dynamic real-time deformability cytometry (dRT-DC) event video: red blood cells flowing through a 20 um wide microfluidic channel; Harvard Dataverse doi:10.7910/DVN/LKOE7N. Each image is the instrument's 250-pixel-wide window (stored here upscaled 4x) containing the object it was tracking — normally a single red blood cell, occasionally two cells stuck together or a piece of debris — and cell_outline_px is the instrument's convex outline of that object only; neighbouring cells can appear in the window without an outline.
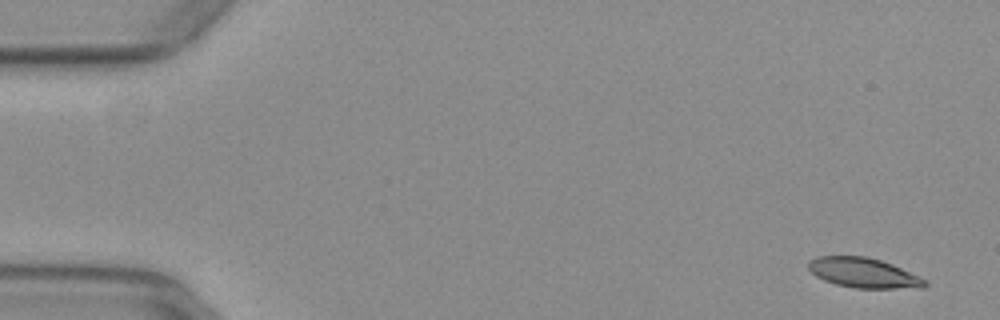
{"species": "common noctule bat (a hibernating species)", "species_latin": "Nyctalus noctula", "temperature_condition": "warm", "stored_images_in_passage": 51, "camera_frame_rate_fps": 3000, "um_per_image_px": 0.085, "animal": {"sex": "female", "body_mass_g": 29.2, "forearm_length_mm": 56.3}, "frame": {"image": 1, "passage_image": 1, "time_ms": 0.0, "image_size_px": [1000, 320], "cell_outline_px": [[928, 284], [924, 288], [856, 288], [836, 284], [824, 280], [816, 276], [808, 268], [808, 260], [816, 256], [868, 256], [892, 264], [920, 276], [928, 280]], "centroid_in_image_um": [73.43, 23.19], "position_along_channel_um": 11.6, "area_um2": 20.46}}
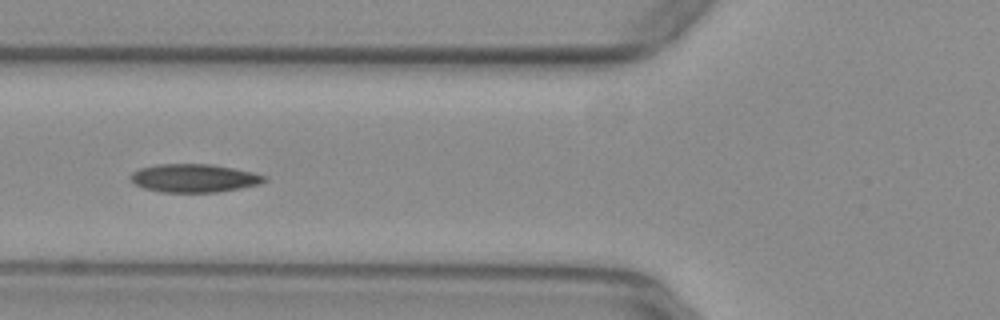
{"frame": {"image": 2, "passage_image": 19, "time_ms": 6.0, "image_size_px": [1000, 320], "cell_outline_px": [[268, 180], [260, 184], [240, 188], [216, 192], [160, 192], [144, 188], [136, 184], [132, 180], [132, 172], [140, 168], [160, 164], [212, 164], [252, 172], [268, 176]], "centroid_in_image_um": [16.54, 15.14], "position_along_channel_um": 109.3, "area_um2": 21.91}}
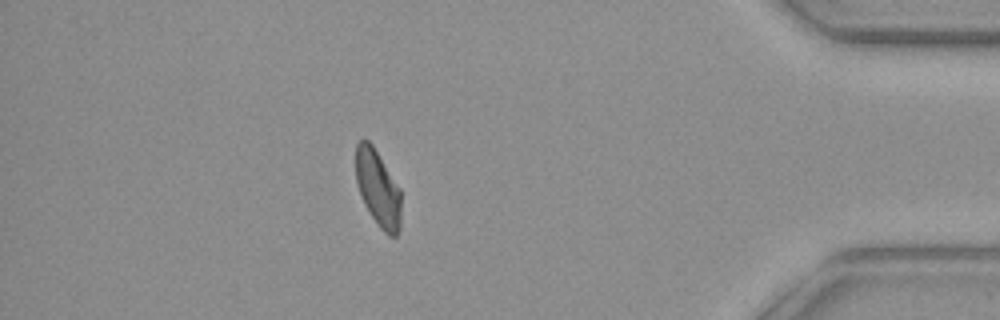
{"frame": {"image": 3, "passage_image": 45, "time_ms": 14.667, "image_size_px": [1000, 320], "cell_outline_px": [[400, 228], [396, 236], [388, 236], [380, 228], [364, 204], [356, 184], [356, 144], [360, 140], [368, 140], [372, 144], [400, 188]], "centroid_in_image_um": [32.12, 16.01], "position_along_channel_um": 403.1, "area_um2": 20.06}, "authors_computed_cell_mechanics": {"area_um2": 21.4438, "velocity_mm_per_s": 3.917, "shape_relaxation_time_tau1_ms": null, "shape_relaxation_time_tau2_ms": 4.583, "deformation_change_tau1": null, "deformation_change_tau2": 0.0983}}